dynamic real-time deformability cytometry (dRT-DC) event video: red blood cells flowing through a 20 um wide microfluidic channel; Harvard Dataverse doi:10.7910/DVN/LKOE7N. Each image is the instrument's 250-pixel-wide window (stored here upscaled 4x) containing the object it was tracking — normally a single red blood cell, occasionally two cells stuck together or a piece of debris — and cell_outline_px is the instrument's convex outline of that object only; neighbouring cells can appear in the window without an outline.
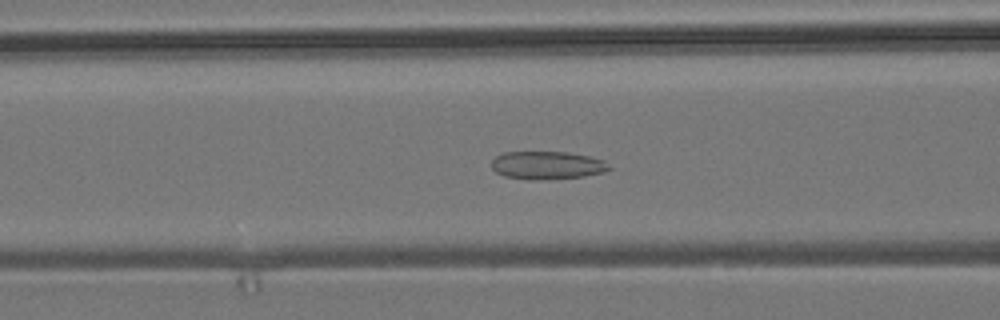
{"species": "common noctule bat (a hibernating species)", "species_latin": "Nyctalus noctula", "temperature_condition": "room temperature", "stored_images_in_passage": 52, "camera_frame_rate_fps": 3000, "um_per_image_px": 0.085, "animal": {"sex": "male", "body_mass_g": 19.2, "forearm_length_mm": 51.8}, "frame": {"image": 1, "passage_image": 20, "time_ms": 6.333, "image_size_px": [1000, 320], "cell_outline_px": [[612, 168], [604, 172], [584, 176], [536, 180], [528, 180], [504, 176], [496, 172], [492, 168], [492, 160], [496, 156], [504, 152], [564, 152], [588, 156], [604, 160]], "centroid_in_image_um": [46.49, 14.05], "position_along_channel_um": 120.1, "area_um2": 19.13}}
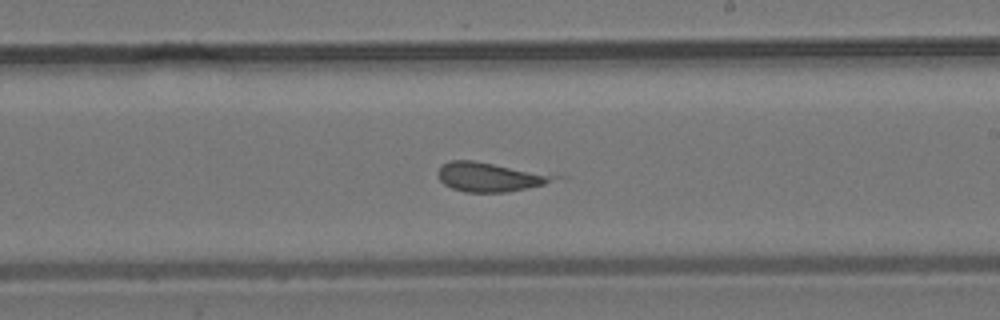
{"frame": {"image": 2, "passage_image": 30, "time_ms": 9.667, "image_size_px": [1000, 320], "cell_outline_px": [[568, 176], [544, 184], [504, 192], [464, 192], [452, 188], [444, 184], [440, 180], [436, 172], [444, 164], [452, 160], [472, 160]], "centroid_in_image_um": [41.7, 15.03], "position_along_channel_um": 247.3, "area_um2": 19.88}}
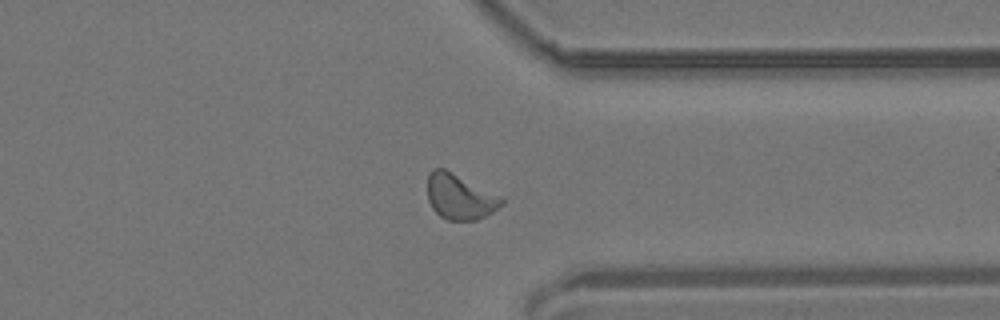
{"frame": {"image": 3, "passage_image": 40, "time_ms": 13.0, "image_size_px": [1000, 320], "cell_outline_px": [[504, 204], [492, 212], [476, 220], [448, 220], [440, 216], [432, 208], [428, 200], [428, 176], [432, 168], [444, 168], [504, 200]], "centroid_in_image_um": [39.02, 16.74], "position_along_channel_um": 372.4, "area_um2": 18.96}, "authors_computed_cell_mechanics": {"area_um2": 19.941, "velocity_mm_per_s": 3.8402, "shape_relaxation_time_tau1_ms": null, "shape_relaxation_time_tau2_ms": 2.0698, "deformation_change_tau1": null, "deformation_change_tau2": 0.104}}